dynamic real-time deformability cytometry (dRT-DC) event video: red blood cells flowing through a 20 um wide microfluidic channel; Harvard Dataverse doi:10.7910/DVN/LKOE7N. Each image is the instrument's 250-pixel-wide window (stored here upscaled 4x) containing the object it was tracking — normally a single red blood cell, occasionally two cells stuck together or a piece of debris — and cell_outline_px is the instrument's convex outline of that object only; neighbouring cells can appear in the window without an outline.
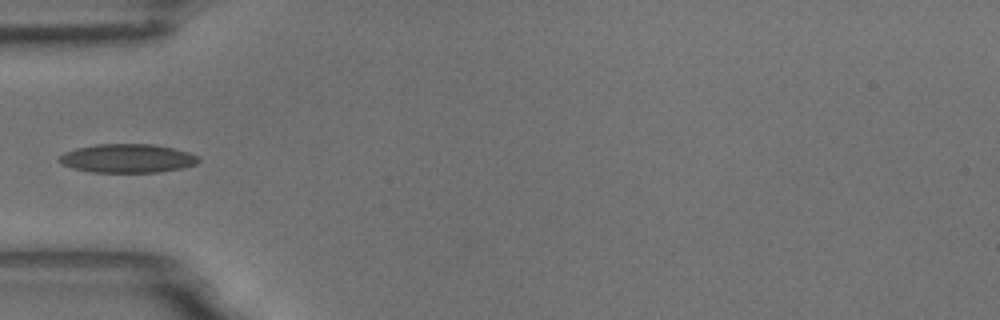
{"species": "common noctule bat (a hibernating species)", "species_latin": "Nyctalus noctula", "temperature_condition": "room temperature", "stored_images_in_passage": 15, "camera_frame_rate_fps": 3000, "um_per_image_px": 0.085, "animal": {"sex": "male", "body_mass_g": 18.8}, "frame": {"image": 1, "passage_image": 5, "time_ms": 1.333, "image_size_px": [1000, 320], "cell_outline_px": [[200, 160], [196, 164], [184, 168], [160, 172], [92, 172], [72, 168], [56, 160], [56, 156], [64, 152], [76, 148], [96, 144], [152, 144], [172, 148], [188, 152], [196, 156]], "centroid_in_image_um": [10.79, 13.46], "position_along_channel_um": 74.2, "area_um2": 23.41}}
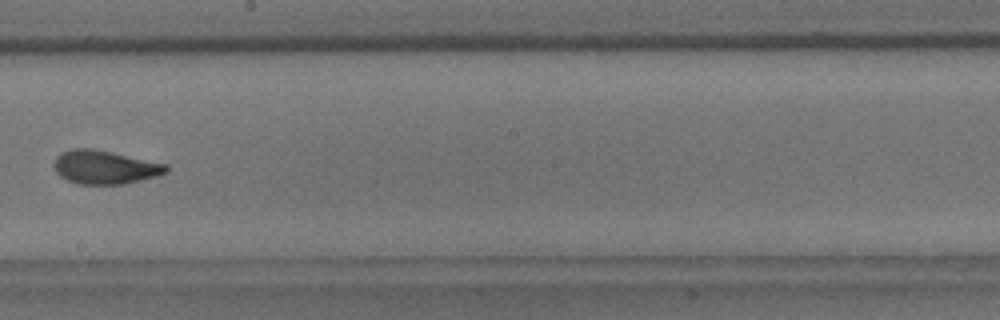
{"frame": {"image": 2, "passage_image": 9, "time_ms": 2.667, "image_size_px": [1000, 320], "cell_outline_px": [[168, 172], [156, 176], [124, 184], [80, 184], [68, 180], [60, 176], [56, 172], [52, 164], [56, 156], [60, 152], [72, 148], [92, 148], [112, 152], [168, 164]], "centroid_in_image_um": [8.89, 14.2], "position_along_channel_um": 239.3, "area_um2": 22.08}}